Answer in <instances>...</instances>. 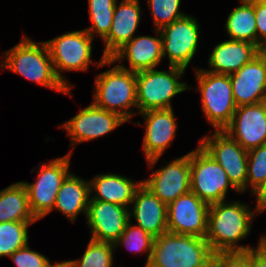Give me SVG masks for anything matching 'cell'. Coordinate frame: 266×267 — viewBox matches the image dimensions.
I'll list each match as a JSON object with an SVG mask.
<instances>
[{
  "mask_svg": "<svg viewBox=\"0 0 266 267\" xmlns=\"http://www.w3.org/2000/svg\"><path fill=\"white\" fill-rule=\"evenodd\" d=\"M247 204L237 201H222L209 205L206 241L214 254L221 252H246L253 247L238 245L251 228L255 213Z\"/></svg>",
  "mask_w": 266,
  "mask_h": 267,
  "instance_id": "6da1fadb",
  "label": "cell"
},
{
  "mask_svg": "<svg viewBox=\"0 0 266 267\" xmlns=\"http://www.w3.org/2000/svg\"><path fill=\"white\" fill-rule=\"evenodd\" d=\"M0 68L10 70L36 84L71 95L70 89L57 77L46 42H34L23 36L13 48L4 52Z\"/></svg>",
  "mask_w": 266,
  "mask_h": 267,
  "instance_id": "7a4b0ae2",
  "label": "cell"
},
{
  "mask_svg": "<svg viewBox=\"0 0 266 267\" xmlns=\"http://www.w3.org/2000/svg\"><path fill=\"white\" fill-rule=\"evenodd\" d=\"M213 256L205 238L166 232L155 237L146 267H201Z\"/></svg>",
  "mask_w": 266,
  "mask_h": 267,
  "instance_id": "3957f363",
  "label": "cell"
},
{
  "mask_svg": "<svg viewBox=\"0 0 266 267\" xmlns=\"http://www.w3.org/2000/svg\"><path fill=\"white\" fill-rule=\"evenodd\" d=\"M94 86L92 102L97 107L118 114L126 122H132L130 118L137 113L133 110L137 108L136 72L116 65L99 73Z\"/></svg>",
  "mask_w": 266,
  "mask_h": 267,
  "instance_id": "277c9868",
  "label": "cell"
},
{
  "mask_svg": "<svg viewBox=\"0 0 266 267\" xmlns=\"http://www.w3.org/2000/svg\"><path fill=\"white\" fill-rule=\"evenodd\" d=\"M185 69L170 66L169 70H142L136 72L137 111L170 109L171 99L191 89L186 83L180 82Z\"/></svg>",
  "mask_w": 266,
  "mask_h": 267,
  "instance_id": "5b68a950",
  "label": "cell"
},
{
  "mask_svg": "<svg viewBox=\"0 0 266 267\" xmlns=\"http://www.w3.org/2000/svg\"><path fill=\"white\" fill-rule=\"evenodd\" d=\"M201 95L202 112L215 130H224L232 121L237 106L233 99L230 75L195 69Z\"/></svg>",
  "mask_w": 266,
  "mask_h": 267,
  "instance_id": "8992f818",
  "label": "cell"
},
{
  "mask_svg": "<svg viewBox=\"0 0 266 267\" xmlns=\"http://www.w3.org/2000/svg\"><path fill=\"white\" fill-rule=\"evenodd\" d=\"M239 192L225 170L200 145L190 152V191L206 203L225 201L228 189Z\"/></svg>",
  "mask_w": 266,
  "mask_h": 267,
  "instance_id": "52a82bcc",
  "label": "cell"
},
{
  "mask_svg": "<svg viewBox=\"0 0 266 267\" xmlns=\"http://www.w3.org/2000/svg\"><path fill=\"white\" fill-rule=\"evenodd\" d=\"M72 152L63 157L43 162L38 170L36 182L21 181L27 191L29 206L37 220L53 211L56 196L69 172Z\"/></svg>",
  "mask_w": 266,
  "mask_h": 267,
  "instance_id": "ba28073f",
  "label": "cell"
},
{
  "mask_svg": "<svg viewBox=\"0 0 266 267\" xmlns=\"http://www.w3.org/2000/svg\"><path fill=\"white\" fill-rule=\"evenodd\" d=\"M57 77L71 90L74 86L63 77V71H87L91 60L93 38L85 29L71 31L45 41Z\"/></svg>",
  "mask_w": 266,
  "mask_h": 267,
  "instance_id": "9c48e42d",
  "label": "cell"
},
{
  "mask_svg": "<svg viewBox=\"0 0 266 267\" xmlns=\"http://www.w3.org/2000/svg\"><path fill=\"white\" fill-rule=\"evenodd\" d=\"M198 144L225 170L229 181L239 191H246L248 151L224 130H215Z\"/></svg>",
  "mask_w": 266,
  "mask_h": 267,
  "instance_id": "30bf717a",
  "label": "cell"
},
{
  "mask_svg": "<svg viewBox=\"0 0 266 267\" xmlns=\"http://www.w3.org/2000/svg\"><path fill=\"white\" fill-rule=\"evenodd\" d=\"M162 37L163 58L170 66L186 69L198 48L199 25L195 17L185 15L159 29Z\"/></svg>",
  "mask_w": 266,
  "mask_h": 267,
  "instance_id": "8fae6325",
  "label": "cell"
},
{
  "mask_svg": "<svg viewBox=\"0 0 266 267\" xmlns=\"http://www.w3.org/2000/svg\"><path fill=\"white\" fill-rule=\"evenodd\" d=\"M208 213L209 204L189 191L167 205V230L205 238Z\"/></svg>",
  "mask_w": 266,
  "mask_h": 267,
  "instance_id": "7c38bea8",
  "label": "cell"
},
{
  "mask_svg": "<svg viewBox=\"0 0 266 267\" xmlns=\"http://www.w3.org/2000/svg\"><path fill=\"white\" fill-rule=\"evenodd\" d=\"M126 121L118 114L97 107L94 103L84 107L78 114L62 124L70 137L71 147L102 137Z\"/></svg>",
  "mask_w": 266,
  "mask_h": 267,
  "instance_id": "4fadbf2b",
  "label": "cell"
},
{
  "mask_svg": "<svg viewBox=\"0 0 266 267\" xmlns=\"http://www.w3.org/2000/svg\"><path fill=\"white\" fill-rule=\"evenodd\" d=\"M158 37L137 36L125 43L110 58L103 55L97 64V68L111 65L115 62L128 60L129 68L123 64H117L119 67L138 72L156 68L163 58L162 37L160 31L155 29Z\"/></svg>",
  "mask_w": 266,
  "mask_h": 267,
  "instance_id": "5bb4252c",
  "label": "cell"
},
{
  "mask_svg": "<svg viewBox=\"0 0 266 267\" xmlns=\"http://www.w3.org/2000/svg\"><path fill=\"white\" fill-rule=\"evenodd\" d=\"M142 184L166 205L189 192L190 152L152 172Z\"/></svg>",
  "mask_w": 266,
  "mask_h": 267,
  "instance_id": "9a60e30c",
  "label": "cell"
},
{
  "mask_svg": "<svg viewBox=\"0 0 266 267\" xmlns=\"http://www.w3.org/2000/svg\"><path fill=\"white\" fill-rule=\"evenodd\" d=\"M146 122L142 148L150 168L160 159L176 136L177 122L173 108L140 113Z\"/></svg>",
  "mask_w": 266,
  "mask_h": 267,
  "instance_id": "2e32d148",
  "label": "cell"
},
{
  "mask_svg": "<svg viewBox=\"0 0 266 267\" xmlns=\"http://www.w3.org/2000/svg\"><path fill=\"white\" fill-rule=\"evenodd\" d=\"M129 209L115 203L90 200L86 216L90 239L113 244L130 221Z\"/></svg>",
  "mask_w": 266,
  "mask_h": 267,
  "instance_id": "e0dca14e",
  "label": "cell"
},
{
  "mask_svg": "<svg viewBox=\"0 0 266 267\" xmlns=\"http://www.w3.org/2000/svg\"><path fill=\"white\" fill-rule=\"evenodd\" d=\"M237 107L266 101V50L230 75Z\"/></svg>",
  "mask_w": 266,
  "mask_h": 267,
  "instance_id": "ac0fdd59",
  "label": "cell"
},
{
  "mask_svg": "<svg viewBox=\"0 0 266 267\" xmlns=\"http://www.w3.org/2000/svg\"><path fill=\"white\" fill-rule=\"evenodd\" d=\"M224 131L247 151L266 144V101L237 107Z\"/></svg>",
  "mask_w": 266,
  "mask_h": 267,
  "instance_id": "d6986e66",
  "label": "cell"
},
{
  "mask_svg": "<svg viewBox=\"0 0 266 267\" xmlns=\"http://www.w3.org/2000/svg\"><path fill=\"white\" fill-rule=\"evenodd\" d=\"M129 210L130 221L133 217L136 226L151 236L158 237L167 230V205L156 197L145 185L136 190Z\"/></svg>",
  "mask_w": 266,
  "mask_h": 267,
  "instance_id": "ffe728a7",
  "label": "cell"
},
{
  "mask_svg": "<svg viewBox=\"0 0 266 267\" xmlns=\"http://www.w3.org/2000/svg\"><path fill=\"white\" fill-rule=\"evenodd\" d=\"M139 0H122L115 3L113 20L109 34L102 40L105 43L103 56L110 58L125 43L135 37L141 21Z\"/></svg>",
  "mask_w": 266,
  "mask_h": 267,
  "instance_id": "44dd1931",
  "label": "cell"
},
{
  "mask_svg": "<svg viewBox=\"0 0 266 267\" xmlns=\"http://www.w3.org/2000/svg\"><path fill=\"white\" fill-rule=\"evenodd\" d=\"M262 50L255 44L226 40L217 44L208 58L207 71L217 74L231 75L238 71L244 64L250 62Z\"/></svg>",
  "mask_w": 266,
  "mask_h": 267,
  "instance_id": "7402d4cb",
  "label": "cell"
},
{
  "mask_svg": "<svg viewBox=\"0 0 266 267\" xmlns=\"http://www.w3.org/2000/svg\"><path fill=\"white\" fill-rule=\"evenodd\" d=\"M89 184L90 194L95 192L90 195V200L115 203L129 208L136 190L142 184V180L134 182L125 176L107 173L94 176Z\"/></svg>",
  "mask_w": 266,
  "mask_h": 267,
  "instance_id": "603a6c76",
  "label": "cell"
},
{
  "mask_svg": "<svg viewBox=\"0 0 266 267\" xmlns=\"http://www.w3.org/2000/svg\"><path fill=\"white\" fill-rule=\"evenodd\" d=\"M89 201V181L77 177L71 172L57 193L53 210H59L71 222L75 223L78 214L84 213L87 216Z\"/></svg>",
  "mask_w": 266,
  "mask_h": 267,
  "instance_id": "cb8c5ba5",
  "label": "cell"
},
{
  "mask_svg": "<svg viewBox=\"0 0 266 267\" xmlns=\"http://www.w3.org/2000/svg\"><path fill=\"white\" fill-rule=\"evenodd\" d=\"M11 221H38L30 210L27 191L21 181L0 191V223Z\"/></svg>",
  "mask_w": 266,
  "mask_h": 267,
  "instance_id": "d4e9b609",
  "label": "cell"
},
{
  "mask_svg": "<svg viewBox=\"0 0 266 267\" xmlns=\"http://www.w3.org/2000/svg\"><path fill=\"white\" fill-rule=\"evenodd\" d=\"M240 1L242 4L229 13L225 23V30L232 40L245 41L257 45L254 0Z\"/></svg>",
  "mask_w": 266,
  "mask_h": 267,
  "instance_id": "484cf974",
  "label": "cell"
},
{
  "mask_svg": "<svg viewBox=\"0 0 266 267\" xmlns=\"http://www.w3.org/2000/svg\"><path fill=\"white\" fill-rule=\"evenodd\" d=\"M115 251L112 243L90 239L82 258L63 261L62 267H112Z\"/></svg>",
  "mask_w": 266,
  "mask_h": 267,
  "instance_id": "4316f807",
  "label": "cell"
},
{
  "mask_svg": "<svg viewBox=\"0 0 266 267\" xmlns=\"http://www.w3.org/2000/svg\"><path fill=\"white\" fill-rule=\"evenodd\" d=\"M118 0H88L92 25L85 30L94 39L95 32L103 40L110 32L115 3Z\"/></svg>",
  "mask_w": 266,
  "mask_h": 267,
  "instance_id": "83f0119b",
  "label": "cell"
},
{
  "mask_svg": "<svg viewBox=\"0 0 266 267\" xmlns=\"http://www.w3.org/2000/svg\"><path fill=\"white\" fill-rule=\"evenodd\" d=\"M35 222L0 223V257H9L28 244V226Z\"/></svg>",
  "mask_w": 266,
  "mask_h": 267,
  "instance_id": "f1b7e54d",
  "label": "cell"
},
{
  "mask_svg": "<svg viewBox=\"0 0 266 267\" xmlns=\"http://www.w3.org/2000/svg\"><path fill=\"white\" fill-rule=\"evenodd\" d=\"M128 222L126 225V228L124 232L121 234V236L113 243L115 250L118 248L117 246H123L128 248L129 250L133 251L134 253H140L143 254L146 252L147 255V261L145 263V267L149 264L154 240L155 238L151 236L149 233L144 231L142 228L134 225H131Z\"/></svg>",
  "mask_w": 266,
  "mask_h": 267,
  "instance_id": "f546056e",
  "label": "cell"
},
{
  "mask_svg": "<svg viewBox=\"0 0 266 267\" xmlns=\"http://www.w3.org/2000/svg\"><path fill=\"white\" fill-rule=\"evenodd\" d=\"M155 29L171 24L173 21L185 16L179 10L181 0H147Z\"/></svg>",
  "mask_w": 266,
  "mask_h": 267,
  "instance_id": "4dcf8cb0",
  "label": "cell"
},
{
  "mask_svg": "<svg viewBox=\"0 0 266 267\" xmlns=\"http://www.w3.org/2000/svg\"><path fill=\"white\" fill-rule=\"evenodd\" d=\"M266 178V144L248 150L246 190L253 193Z\"/></svg>",
  "mask_w": 266,
  "mask_h": 267,
  "instance_id": "1f68e13d",
  "label": "cell"
},
{
  "mask_svg": "<svg viewBox=\"0 0 266 267\" xmlns=\"http://www.w3.org/2000/svg\"><path fill=\"white\" fill-rule=\"evenodd\" d=\"M9 257L17 267H62V262L52 265L45 255L31 250L29 244L16 250Z\"/></svg>",
  "mask_w": 266,
  "mask_h": 267,
  "instance_id": "d6a6232c",
  "label": "cell"
},
{
  "mask_svg": "<svg viewBox=\"0 0 266 267\" xmlns=\"http://www.w3.org/2000/svg\"><path fill=\"white\" fill-rule=\"evenodd\" d=\"M254 10L257 28V46L266 50V1L254 0Z\"/></svg>",
  "mask_w": 266,
  "mask_h": 267,
  "instance_id": "836d02e7",
  "label": "cell"
},
{
  "mask_svg": "<svg viewBox=\"0 0 266 267\" xmlns=\"http://www.w3.org/2000/svg\"><path fill=\"white\" fill-rule=\"evenodd\" d=\"M214 256L220 267H250V250L246 252H221Z\"/></svg>",
  "mask_w": 266,
  "mask_h": 267,
  "instance_id": "e575fe53",
  "label": "cell"
},
{
  "mask_svg": "<svg viewBox=\"0 0 266 267\" xmlns=\"http://www.w3.org/2000/svg\"><path fill=\"white\" fill-rule=\"evenodd\" d=\"M250 267H266V252L259 246L250 250Z\"/></svg>",
  "mask_w": 266,
  "mask_h": 267,
  "instance_id": "d590c367",
  "label": "cell"
},
{
  "mask_svg": "<svg viewBox=\"0 0 266 267\" xmlns=\"http://www.w3.org/2000/svg\"><path fill=\"white\" fill-rule=\"evenodd\" d=\"M251 194L255 195V197L257 198L255 206L256 209L260 213L266 211V178L259 185V187Z\"/></svg>",
  "mask_w": 266,
  "mask_h": 267,
  "instance_id": "8d00e7d4",
  "label": "cell"
},
{
  "mask_svg": "<svg viewBox=\"0 0 266 267\" xmlns=\"http://www.w3.org/2000/svg\"><path fill=\"white\" fill-rule=\"evenodd\" d=\"M201 267H220V263L218 259L215 256H213L208 262H206Z\"/></svg>",
  "mask_w": 266,
  "mask_h": 267,
  "instance_id": "74e56055",
  "label": "cell"
},
{
  "mask_svg": "<svg viewBox=\"0 0 266 267\" xmlns=\"http://www.w3.org/2000/svg\"><path fill=\"white\" fill-rule=\"evenodd\" d=\"M258 246H259L262 250H264V251L266 252V234H265V236L262 235V237H261V239H260V241H259V243H258Z\"/></svg>",
  "mask_w": 266,
  "mask_h": 267,
  "instance_id": "f35d334b",
  "label": "cell"
}]
</instances>
